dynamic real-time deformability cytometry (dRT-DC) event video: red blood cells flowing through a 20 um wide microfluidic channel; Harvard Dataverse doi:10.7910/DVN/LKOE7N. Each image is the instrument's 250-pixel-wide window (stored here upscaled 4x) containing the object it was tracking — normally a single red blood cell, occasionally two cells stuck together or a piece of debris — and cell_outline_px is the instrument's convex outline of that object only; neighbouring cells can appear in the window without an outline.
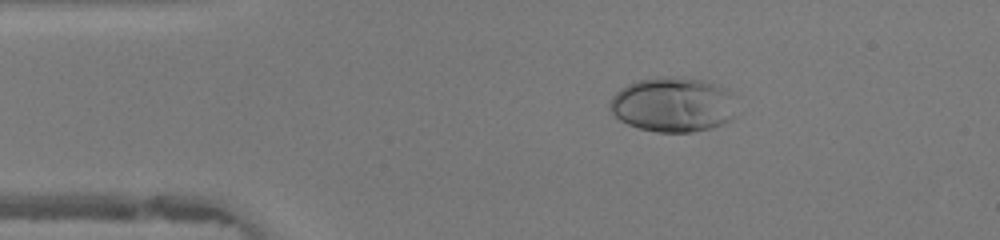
{"species": "human", "species_latin": "Homo sapiens", "temperature_condition": "warm", "stored_images_in_passage": 45, "camera_frame_rate_fps": 3000, "um_per_image_px": 0.085, "donor": {"sex": "female"}, "frame": {"image": 1, "passage_image": 7, "time_ms": 2.0, "image_size_px": [1000, 240], "cell_outline_px": [[736, 116], [732, 120], [712, 128], [692, 132], [656, 132], [640, 128], [628, 124], [620, 120], [608, 108], [608, 104], [612, 96], [620, 88], [636, 80], [656, 76], [684, 76], [704, 80], [716, 84], [732, 92]], "centroid_in_image_um": [57.21, 8.87], "position_along_channel_um": 27.8, "area_um2": 41.21}}
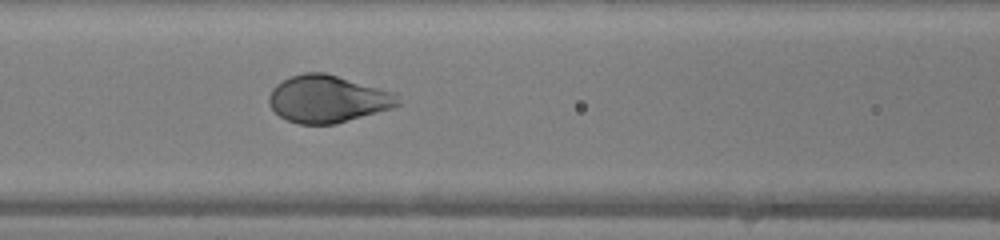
{"frame": {"image": 2, "passage_image": 18, "time_ms": 5.667, "image_size_px": [1000, 240], "cell_outline_px": [[400, 104], [392, 108], [336, 124], [300, 124], [288, 120], [280, 116], [268, 104], [268, 96], [272, 88], [280, 80], [304, 72], [324, 72], [396, 92]], "centroid_in_image_um": [27.84, 8.4], "position_along_channel_um": 138.8, "area_um2": 35.66}}
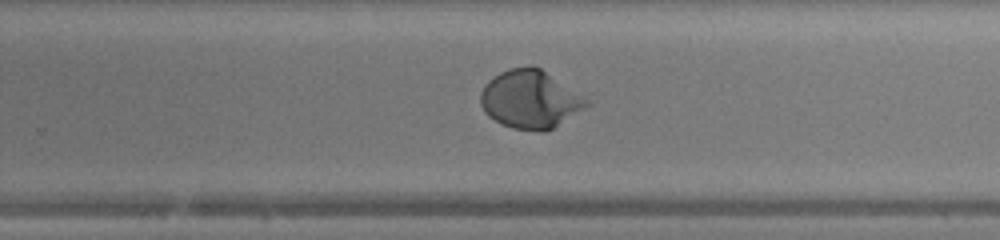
{"frame": {"image": 3, "passage_image": 28, "time_ms": 9.0, "image_size_px": [1000, 240], "cell_outline_px": [[592, 104], [552, 128], [544, 132], [540, 132], [512, 128], [500, 124], [488, 116], [484, 112], [480, 104], [480, 92], [484, 84], [488, 80], [500, 72], [508, 68], [528, 64], [532, 64], [540, 68], [584, 96]], "centroid_in_image_um": [45.03, 8.43], "position_along_channel_um": 284.8, "area_um2": 36.3}, "authors_computed_cell_mechanics": {"area_um2": 36.4718, "velocity_mm_per_s": 4.3913, "shape_relaxation_time_tau1_ms": 3.0381, "shape_relaxation_time_tau2_ms": null, "deformation_change_tau1": 0.2161, "deformation_change_tau2": null}}